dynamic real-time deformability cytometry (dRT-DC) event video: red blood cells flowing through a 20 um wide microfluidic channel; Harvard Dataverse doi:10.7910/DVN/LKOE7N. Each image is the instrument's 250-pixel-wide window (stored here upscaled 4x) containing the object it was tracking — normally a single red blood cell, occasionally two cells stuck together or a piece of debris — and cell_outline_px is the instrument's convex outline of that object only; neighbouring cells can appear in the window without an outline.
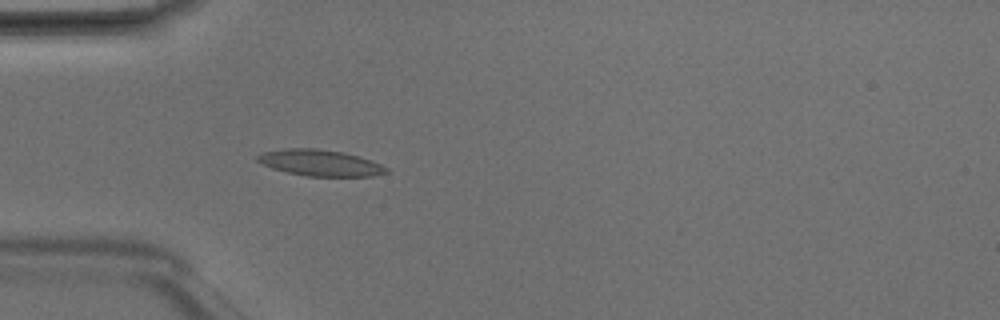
{"species": "Egyptian fruit bat (a non-hibernating species)", "species_latin": "Rousettus aegyptiacus", "temperature_condition": "room temperature", "stored_images_in_passage": 3, "camera_frame_rate_fps": 3000, "um_per_image_px": 0.085, "animal": {"sex": "male"}, "frame": {"image": 1, "passage_image": 3, "time_ms": 0.667, "image_size_px": [1000, 320], "cell_outline_px": [[388, 172], [372, 176], [304, 176], [272, 168], [256, 160], [256, 156], [264, 152], [284, 148], [316, 148], [344, 152], [372, 160], [388, 168]], "centroid_in_image_um": [27.22, 13.83], "position_along_channel_um": 57.8, "area_um2": 19.65}}